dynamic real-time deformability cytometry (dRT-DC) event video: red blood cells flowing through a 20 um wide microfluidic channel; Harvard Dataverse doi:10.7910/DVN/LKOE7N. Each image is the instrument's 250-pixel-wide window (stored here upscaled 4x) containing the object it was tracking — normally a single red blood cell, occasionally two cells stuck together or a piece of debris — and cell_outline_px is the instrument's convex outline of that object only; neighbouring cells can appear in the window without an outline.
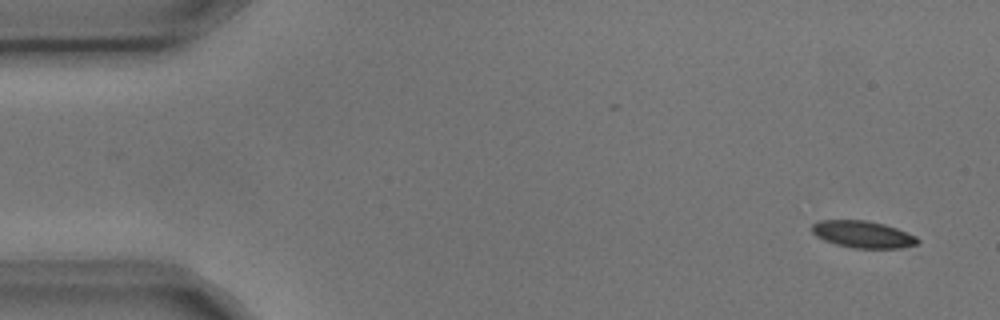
{"species": "common noctule bat (a hibernating species)", "species_latin": "Nyctalus noctula", "temperature_condition": "cold", "stored_images_in_passage": 6, "camera_frame_rate_fps": 3000, "um_per_image_px": 0.085, "animal": {"sex": "male", "body_mass_g": 17.9, "forearm_length_mm": 54.2}, "frame": {"image": 1, "passage_image": 1, "time_ms": 0.0, "image_size_px": [1000, 320], "cell_outline_px": [[920, 240], [916, 244], [900, 248], [852, 248], [836, 244], [824, 240], [816, 236], [812, 232], [812, 224], [820, 220], [868, 220], [884, 224], [896, 228], [916, 236]], "centroid_in_image_um": [73.33, 19.91], "position_along_channel_um": 11.7, "area_um2": 16.59}}
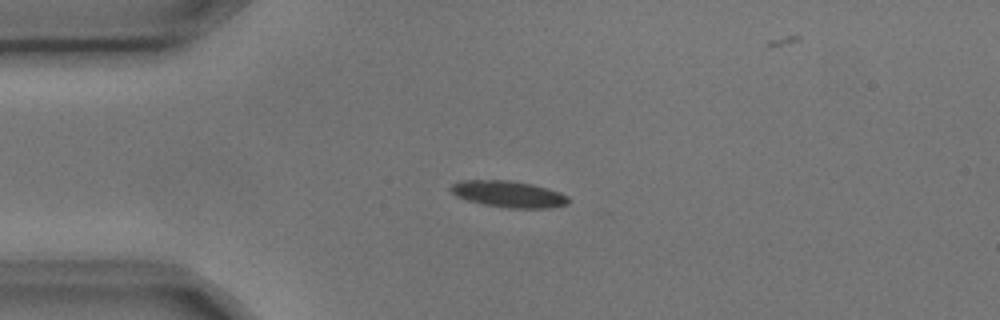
{"frame": {"image": 2, "passage_image": 4, "time_ms": 1.0, "image_size_px": [1000, 320], "cell_outline_px": [[568, 204], [548, 208], [508, 208], [484, 204], [468, 200], [456, 196], [448, 188], [452, 184], [460, 180], [508, 180], [532, 184], [548, 188], [560, 192], [568, 196]], "centroid_in_image_um": [43.22, 16.49], "position_along_channel_um": 41.8, "area_um2": 18.15}}